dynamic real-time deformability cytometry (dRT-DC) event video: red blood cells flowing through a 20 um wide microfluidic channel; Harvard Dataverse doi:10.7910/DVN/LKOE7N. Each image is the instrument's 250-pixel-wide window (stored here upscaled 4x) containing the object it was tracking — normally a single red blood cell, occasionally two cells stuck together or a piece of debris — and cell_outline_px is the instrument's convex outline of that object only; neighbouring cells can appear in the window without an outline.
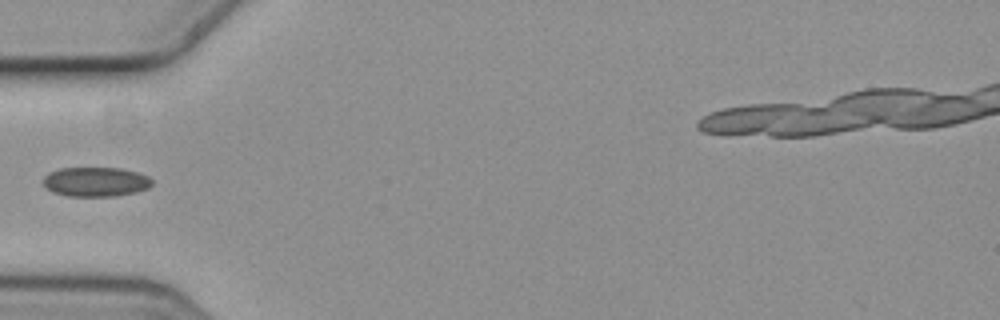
{"species": "common noctule bat (a hibernating species)", "species_latin": "Nyctalus noctula", "temperature_condition": "cold", "stored_images_in_passage": 5, "camera_frame_rate_fps": 3000, "um_per_image_px": 0.085, "animal": {"sex": "female", "body_mass_g": 19.3, "forearm_length_mm": 54.1}, "frame": {"image": 1, "passage_image": 5, "time_ms": 1.333, "image_size_px": [1000, 320], "cell_outline_px": [[152, 184], [148, 188], [136, 192], [116, 196], [68, 196], [52, 192], [44, 184], [44, 176], [48, 172], [60, 168], [120, 168], [136, 172], [148, 176], [152, 180]], "centroid_in_image_um": [8.13, 15.45], "position_along_channel_um": 76.9, "area_um2": 18.67}}